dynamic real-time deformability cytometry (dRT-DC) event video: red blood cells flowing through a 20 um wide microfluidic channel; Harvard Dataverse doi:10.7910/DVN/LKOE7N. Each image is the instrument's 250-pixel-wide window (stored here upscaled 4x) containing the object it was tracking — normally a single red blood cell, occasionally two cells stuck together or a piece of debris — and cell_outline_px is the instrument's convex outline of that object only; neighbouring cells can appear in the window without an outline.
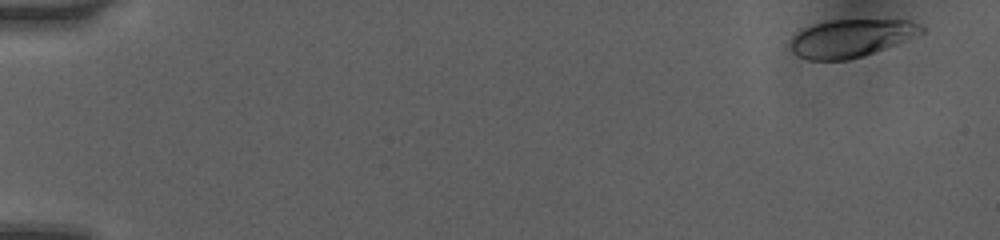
{"species": "human", "species_latin": "Homo sapiens", "temperature_condition": "room temperature", "stored_images_in_passage": 5, "camera_frame_rate_fps": 3000, "um_per_image_px": 0.085, "donor": {"sex": "female"}, "frame": {"image": 1, "passage_image": 1, "time_ms": 0.0, "image_size_px": [1000, 240], "cell_outline_px": [[924, 32], [896, 44], [848, 60], [808, 60], [792, 52], [788, 44], [792, 36], [796, 32], [804, 28], [816, 24], [832, 20], [908, 20], [920, 24], [924, 28]], "centroid_in_image_um": [72.3, 3.24], "position_along_channel_um": 12.7, "area_um2": 28.61}}